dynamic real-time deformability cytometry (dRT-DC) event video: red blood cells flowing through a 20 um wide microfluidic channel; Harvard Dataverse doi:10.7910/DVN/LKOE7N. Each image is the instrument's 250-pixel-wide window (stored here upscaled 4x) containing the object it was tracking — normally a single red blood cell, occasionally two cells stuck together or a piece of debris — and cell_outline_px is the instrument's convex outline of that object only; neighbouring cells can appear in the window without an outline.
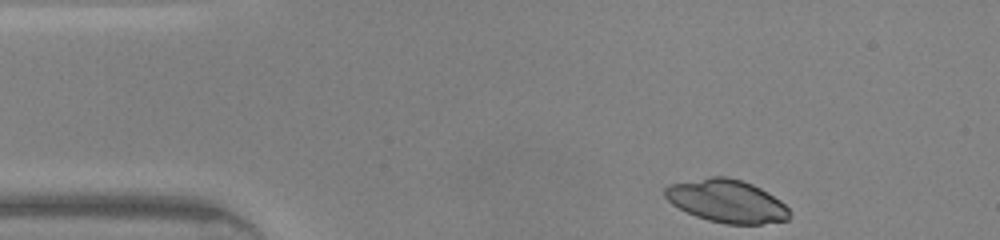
{"species": "common noctule bat (a hibernating species)", "species_latin": "Nyctalus noctula", "temperature_condition": "warm", "stored_images_in_passage": 41, "camera_frame_rate_fps": 3000, "um_per_image_px": 0.085, "animal": {"sex": "male", "body_mass_g": 20.0, "forearm_length_mm": 53.3}, "frame": {"image": 1, "passage_image": 1, "time_ms": 0.0, "image_size_px": [1000, 240], "cell_outline_px": [[792, 212], [788, 220], [760, 224], [724, 224], [708, 220], [696, 216], [672, 204], [664, 196], [664, 188], [668, 184], [712, 176], [724, 176], [740, 180], [752, 184], [768, 192], [780, 200]], "centroid_in_image_um": [61.78, 17.09], "position_along_channel_um": 23.2, "area_um2": 31.15}}